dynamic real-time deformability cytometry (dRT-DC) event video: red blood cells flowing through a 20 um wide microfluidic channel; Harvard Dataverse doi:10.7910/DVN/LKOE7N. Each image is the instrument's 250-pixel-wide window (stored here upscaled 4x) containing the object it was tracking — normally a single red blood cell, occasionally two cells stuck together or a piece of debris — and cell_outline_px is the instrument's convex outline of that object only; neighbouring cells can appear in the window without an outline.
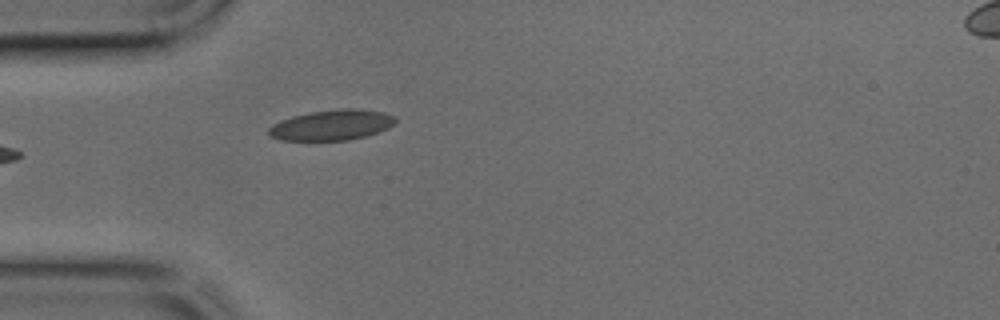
{"species": "common noctule bat (a hibernating species)", "species_latin": "Nyctalus noctula", "temperature_condition": "cold", "stored_images_in_passage": 18, "camera_frame_rate_fps": 3000, "um_per_image_px": 0.085, "animal": {"sex": "male", "body_mass_g": 17.9, "forearm_length_mm": 54.2}, "frame": {"image": 1, "passage_image": 1, "time_ms": 0.0, "image_size_px": [1000, 320], "cell_outline_px": [[396, 120], [388, 128], [368, 136], [348, 140], [280, 140], [272, 136], [268, 132], [268, 128], [272, 124], [280, 120], [292, 116], [312, 112], [344, 108], [352, 108], [384, 112], [392, 116]], "centroid_in_image_um": [28.18, 10.63], "position_along_channel_um": 56.8, "area_um2": 22.31}}